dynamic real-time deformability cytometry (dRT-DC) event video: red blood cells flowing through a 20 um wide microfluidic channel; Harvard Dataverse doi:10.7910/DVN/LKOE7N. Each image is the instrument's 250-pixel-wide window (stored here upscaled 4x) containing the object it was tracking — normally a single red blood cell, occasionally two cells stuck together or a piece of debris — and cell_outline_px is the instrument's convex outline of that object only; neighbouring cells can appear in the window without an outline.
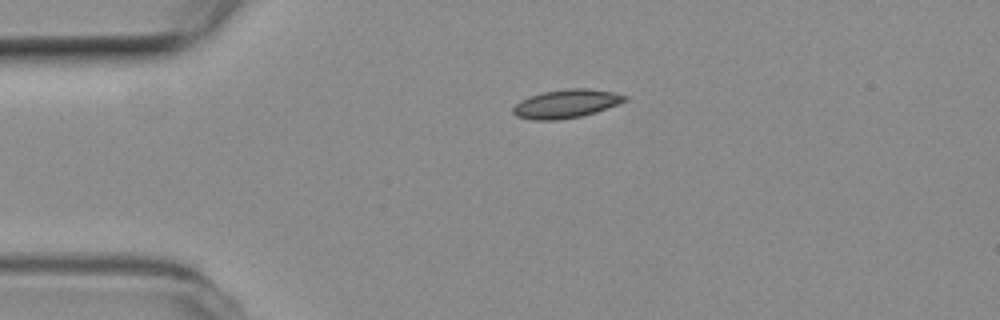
{"species": "common noctule bat (a hibernating species)", "species_latin": "Nyctalus noctula", "temperature_condition": "room temperature", "stored_images_in_passage": 2, "camera_frame_rate_fps": 3000, "um_per_image_px": 0.085, "animal": {"sex": "female", "body_mass_g": 19.3, "forearm_length_mm": 54.1}, "frame": {"image": 1, "passage_image": 1, "time_ms": 0.0, "image_size_px": [1000, 320], "cell_outline_px": [[628, 100], [596, 112], [580, 116], [556, 120], [536, 120], [516, 116], [512, 112], [512, 108], [520, 100], [528, 96], [544, 92], [568, 88], [588, 88], [612, 92], [628, 96]], "centroid_in_image_um": [48.11, 8.81], "position_along_channel_um": 36.9, "area_um2": 18.5}}